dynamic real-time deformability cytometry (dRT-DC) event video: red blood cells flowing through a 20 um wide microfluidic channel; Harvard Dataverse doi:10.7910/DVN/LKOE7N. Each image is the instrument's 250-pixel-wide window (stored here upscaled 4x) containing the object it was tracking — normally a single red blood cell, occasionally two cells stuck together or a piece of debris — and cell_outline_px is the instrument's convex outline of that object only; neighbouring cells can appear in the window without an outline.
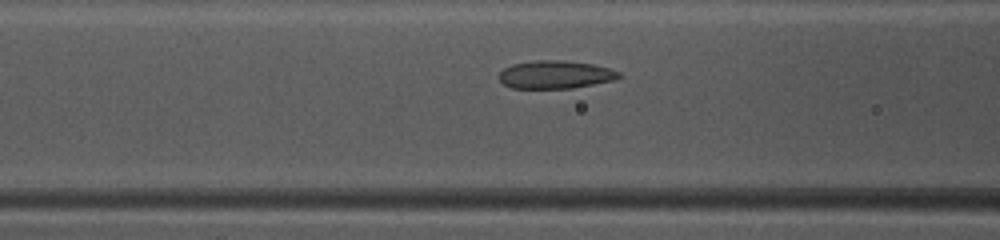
{"species": "common noctule bat (a hibernating species)", "species_latin": "Nyctalus noctula", "temperature_condition": "warm", "stored_images_in_passage": 27, "camera_frame_rate_fps": 3000, "um_per_image_px": 0.085, "animal": {"sex": "female", "body_mass_g": 10.0, "forearm_length_mm": 53.1}, "frame": {"image": 1, "passage_image": 5, "time_ms": 1.333, "image_size_px": [1000, 240], "cell_outline_px": [[624, 76], [612, 80], [572, 88], [512, 88], [504, 84], [500, 80], [500, 72], [504, 68], [512, 64], [536, 60], [560, 60], [592, 64], [608, 68], [620, 72]], "centroid_in_image_um": [47.2, 6.34], "position_along_channel_um": 119.4, "area_um2": 19.36}}
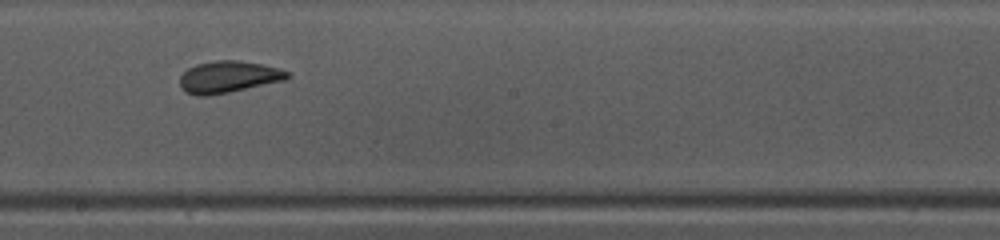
{"frame": {"image": 2, "passage_image": 13, "time_ms": 4.0, "image_size_px": [1000, 240], "cell_outline_px": [[292, 76], [288, 80], [208, 96], [196, 96], [184, 92], [180, 88], [180, 76], [188, 68], [196, 64], [216, 60], [240, 60], [264, 64], [280, 68], [288, 72]], "centroid_in_image_um": [19.44, 6.54], "position_along_channel_um": 228.8, "area_um2": 20.29}}
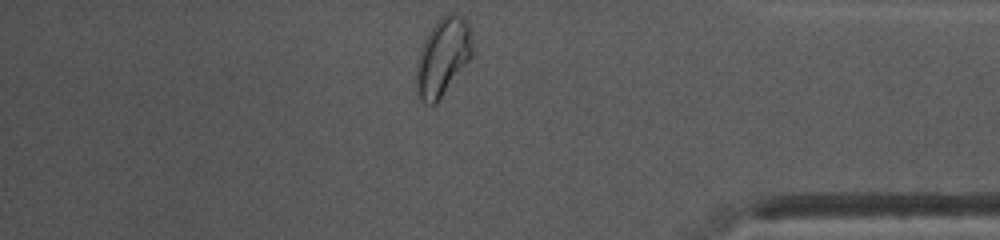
{"frame": {"image": 3, "passage_image": 27, "time_ms": 8.667, "image_size_px": [1000, 240], "cell_outline_px": [[472, 56], [436, 104], [424, 104], [420, 100], [416, 88], [416, 64], [424, 40], [428, 32], [436, 20], [448, 12], [460, 16], [472, 28]], "centroid_in_image_um": [37.63, 4.83], "position_along_channel_um": 397.6, "area_um2": 25.43}, "authors_computed_cell_mechanics": {"area_um2": 19.8832, "velocity_mm_per_s": 4.0919, "shape_relaxation_time_tau1_ms": 6.1331, "shape_relaxation_time_tau2_ms": 1.2922, "deformation_change_tau1": 0.1457, "deformation_change_tau2": 0.0669}}